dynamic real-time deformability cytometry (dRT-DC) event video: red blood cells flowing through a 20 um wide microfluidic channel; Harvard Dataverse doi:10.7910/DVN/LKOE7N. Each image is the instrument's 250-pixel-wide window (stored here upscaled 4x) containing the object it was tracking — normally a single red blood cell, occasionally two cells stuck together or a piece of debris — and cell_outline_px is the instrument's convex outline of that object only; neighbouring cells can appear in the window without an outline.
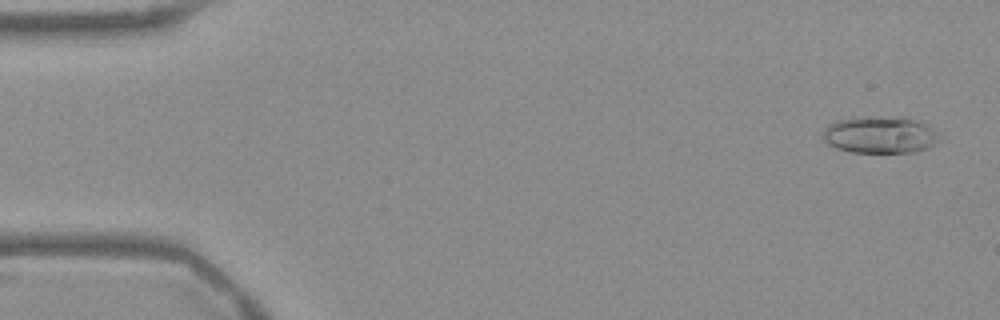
{"species": "Egyptian fruit bat (a non-hibernating species)", "species_latin": "Rousettus aegyptiacus", "temperature_condition": "warm", "stored_images_in_passage": 53, "camera_frame_rate_fps": 3000, "um_per_image_px": 0.085, "frame": {"image": 1, "passage_image": 2, "time_ms": 0.333, "image_size_px": [1000, 320], "cell_outline_px": [[944, 140], [928, 148], [916, 152], [852, 152], [836, 148], [828, 144], [820, 136], [820, 132], [828, 124], [836, 120], [852, 116], [908, 116], [920, 120], [940, 132], [944, 136]], "centroid_in_image_um": [74.86, 11.42], "position_along_channel_um": 10.1, "area_um2": 26.47}}
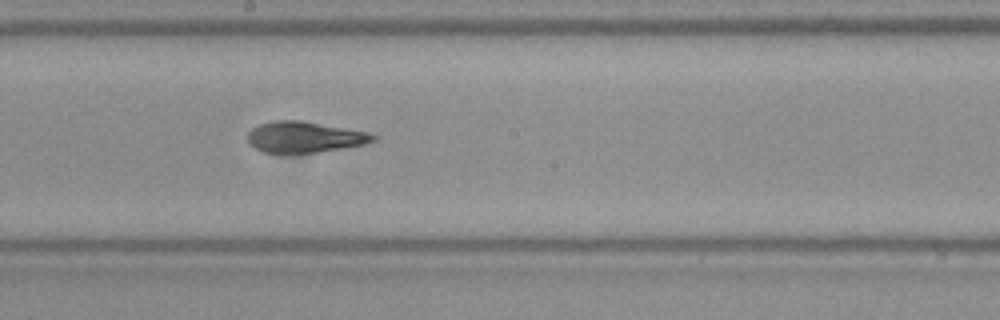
{"frame": {"image": 2, "passage_image": 29, "time_ms": 9.333, "image_size_px": [1000, 320], "cell_outline_px": [[380, 136], [376, 140], [364, 144], [316, 152], [288, 156], [264, 152], [248, 144], [248, 132], [252, 128], [260, 124], [276, 120], [304, 120], [372, 132]], "centroid_in_image_um": [25.91, 11.66], "position_along_channel_um": 222.3, "area_um2": 23.52}}
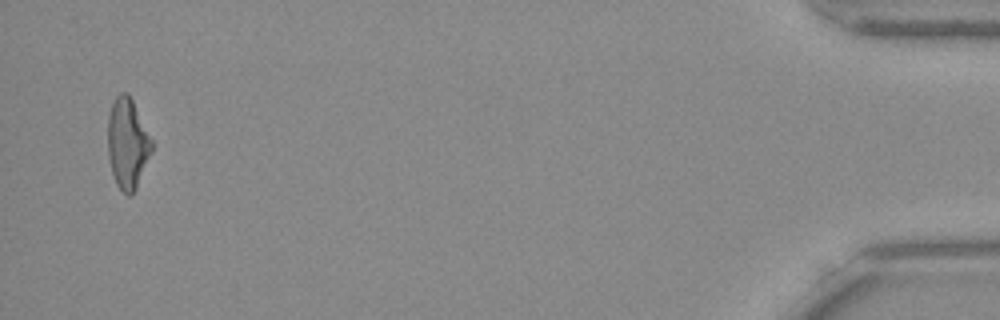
{"frame": {"image": 3, "passage_image": 52, "time_ms": 17.0, "image_size_px": [1000, 320], "cell_outline_px": [[152, 152], [136, 188], [128, 196], [116, 184], [112, 172], [108, 156], [108, 116], [112, 104], [116, 96], [120, 92], [128, 92], [152, 140]], "centroid_in_image_um": [10.83, 12.18], "position_along_channel_um": 424.4, "area_um2": 22.89}, "authors_computed_cell_mechanics": {"area_um2": 23.409, "velocity_mm_per_s": 3.7803, "shape_relaxation_time_tau1_ms": 4.5068, "shape_relaxation_time_tau2_ms": 2.2558, "deformation_change_tau1": 0.2072, "deformation_change_tau2": 0.1247}}